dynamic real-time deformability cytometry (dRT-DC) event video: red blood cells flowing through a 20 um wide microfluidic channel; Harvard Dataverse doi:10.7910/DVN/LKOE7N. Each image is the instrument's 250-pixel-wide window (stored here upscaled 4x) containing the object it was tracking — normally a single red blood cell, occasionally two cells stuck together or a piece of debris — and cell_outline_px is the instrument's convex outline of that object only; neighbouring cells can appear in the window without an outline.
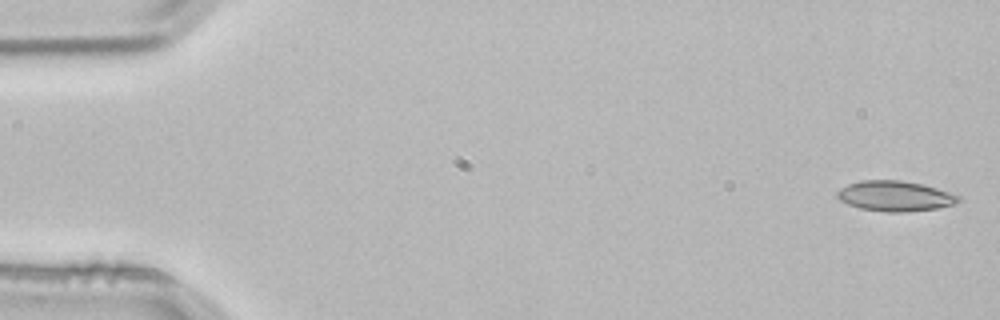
{"species": "common noctule bat (a hibernating species)", "species_latin": "Nyctalus noctula", "temperature_condition": "room temperature", "stored_images_in_passage": 4, "camera_frame_rate_fps": 3000, "um_per_image_px": 0.085, "animal": {"sex": "male", "body_mass_g": 21.5, "forearm_length_mm": 52.0}, "frame": {"image": 1, "passage_image": 1, "time_ms": 0.0, "image_size_px": [1000, 320], "cell_outline_px": [[960, 200], [956, 204], [940, 208], [904, 212], [888, 212], [860, 208], [848, 204], [840, 200], [836, 196], [836, 192], [840, 188], [848, 184], [860, 180], [900, 180], [924, 184], [960, 196]], "centroid_in_image_um": [76.08, 16.66], "position_along_channel_um": 8.9, "area_um2": 21.5}}
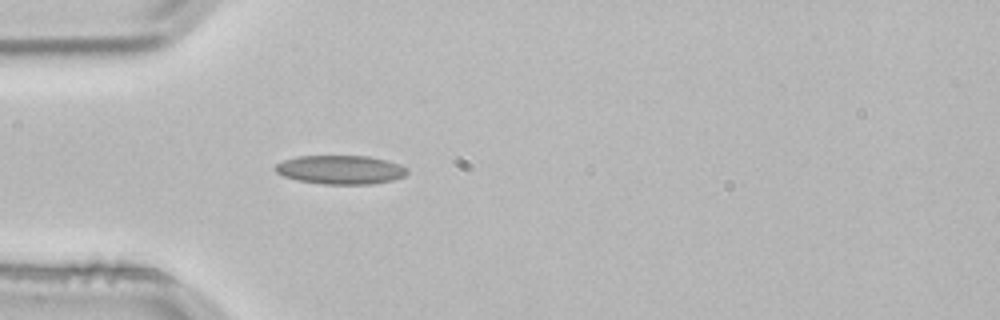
{"frame": {"image": 2, "passage_image": 4, "time_ms": 1.0, "image_size_px": [1000, 320], "cell_outline_px": [[408, 172], [404, 176], [392, 180], [372, 184], [324, 184], [296, 180], [284, 176], [276, 172], [272, 168], [276, 164], [284, 160], [296, 156], [368, 156], [388, 160], [400, 164], [408, 168]], "centroid_in_image_um": [28.94, 14.42], "position_along_channel_um": 56.1, "area_um2": 22.31}}